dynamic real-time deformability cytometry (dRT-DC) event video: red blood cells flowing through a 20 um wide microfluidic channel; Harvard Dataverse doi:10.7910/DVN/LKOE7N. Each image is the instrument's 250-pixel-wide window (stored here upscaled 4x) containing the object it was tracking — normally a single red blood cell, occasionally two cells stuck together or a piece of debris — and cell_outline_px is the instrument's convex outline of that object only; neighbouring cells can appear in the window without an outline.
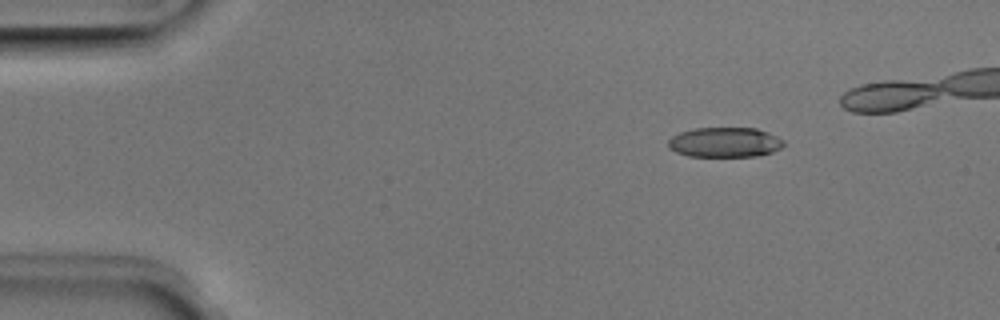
{"species": "Egyptian fruit bat (a non-hibernating species)", "species_latin": "Rousettus aegyptiacus", "temperature_condition": "room temperature", "stored_images_in_passage": 8, "camera_frame_rate_fps": 3000, "um_per_image_px": 0.085, "animal": {"sex": "male"}, "frame": {"image": 1, "passage_image": 2, "time_ms": 0.333, "image_size_px": [1000, 320], "cell_outline_px": [[784, 144], [780, 148], [772, 152], [756, 156], [688, 156], [676, 152], [668, 144], [668, 140], [672, 136], [680, 132], [692, 128], [756, 128], [768, 132], [784, 140]], "centroid_in_image_um": [61.61, 12.09], "position_along_channel_um": 23.4, "area_um2": 20.06}}
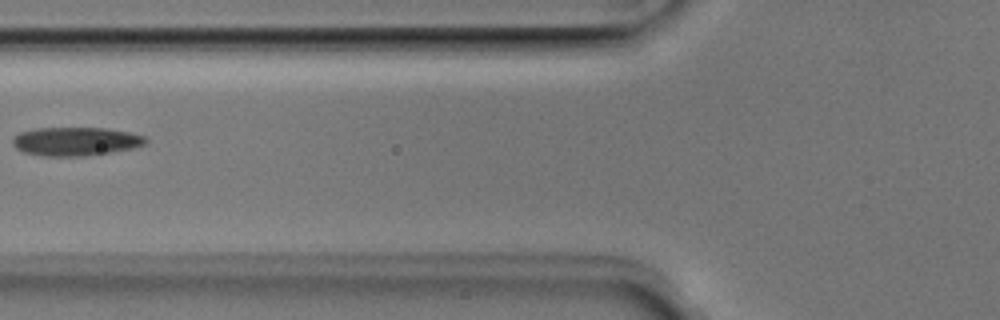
{"frame": {"image": 2, "passage_image": 7, "time_ms": 2.0, "image_size_px": [1000, 320], "cell_outline_px": [[148, 140], [144, 144], [132, 148], [84, 156], [44, 156], [24, 152], [16, 148], [12, 144], [12, 136], [20, 132], [36, 128], [108, 128], [128, 132], [144, 136]], "centroid_in_image_um": [6.38, 12.01], "position_along_channel_um": 119.4, "area_um2": 22.08}}
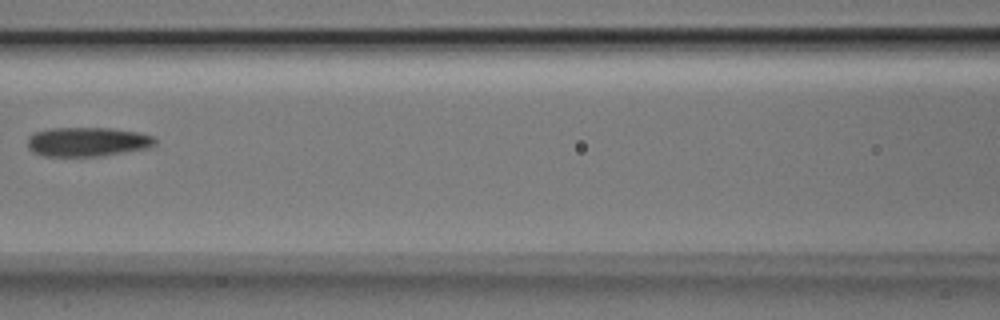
{"frame": {"image": 3, "passage_image": 8, "time_ms": 2.333, "image_size_px": [1000, 320], "cell_outline_px": [[156, 144], [148, 148], [96, 156], [44, 156], [32, 152], [28, 148], [28, 136], [32, 132], [48, 128], [112, 128], [136, 132], [156, 136]], "centroid_in_image_um": [7.39, 12.04], "position_along_channel_um": 159.2, "area_um2": 21.85}}